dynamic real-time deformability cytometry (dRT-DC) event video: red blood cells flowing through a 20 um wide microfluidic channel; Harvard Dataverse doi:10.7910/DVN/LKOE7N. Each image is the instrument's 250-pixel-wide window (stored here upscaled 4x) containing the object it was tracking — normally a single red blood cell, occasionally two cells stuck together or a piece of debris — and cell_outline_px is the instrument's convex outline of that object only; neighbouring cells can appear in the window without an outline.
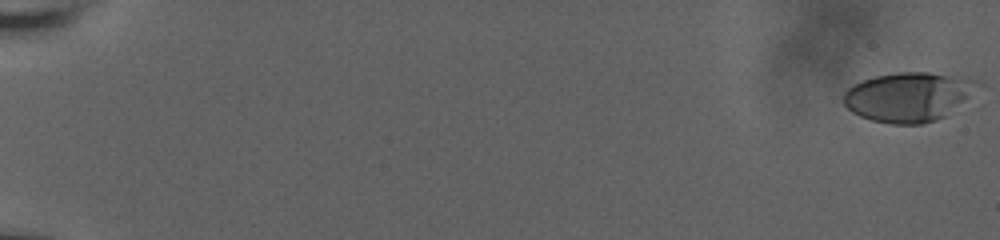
{"species": "human", "species_latin": "Homo sapiens", "temperature_condition": "room temperature", "stored_images_in_passage": 60, "camera_frame_rate_fps": 3000, "um_per_image_px": 0.085, "donor": {"sex": "male"}, "frame": {"image": 1, "passage_image": 1, "time_ms": 0.0, "image_size_px": [1000, 240], "cell_outline_px": [[984, 84], [944, 116], [936, 120], [920, 124], [892, 124], [872, 120], [860, 116], [852, 112], [844, 104], [844, 92], [852, 84], [876, 76], [900, 72], [928, 72], [976, 80]], "centroid_in_image_um": [77.2, 8.23], "position_along_channel_um": 7.8, "area_um2": 38.15}}
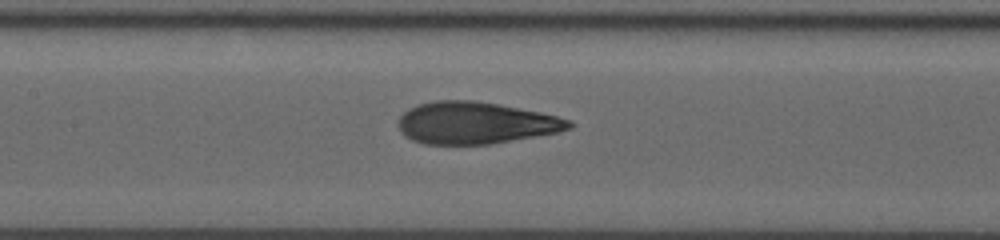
{"frame": {"image": 2, "passage_image": 32, "time_ms": 10.333, "image_size_px": [1000, 240], "cell_outline_px": [[576, 124], [572, 128], [556, 132], [512, 140], [488, 144], [424, 144], [412, 140], [404, 136], [400, 132], [396, 124], [400, 116], [408, 108], [432, 100], [472, 100], [500, 104], [540, 112], [572, 120]], "centroid_in_image_um": [40.38, 10.44], "position_along_channel_um": 167.0, "area_um2": 41.91}}
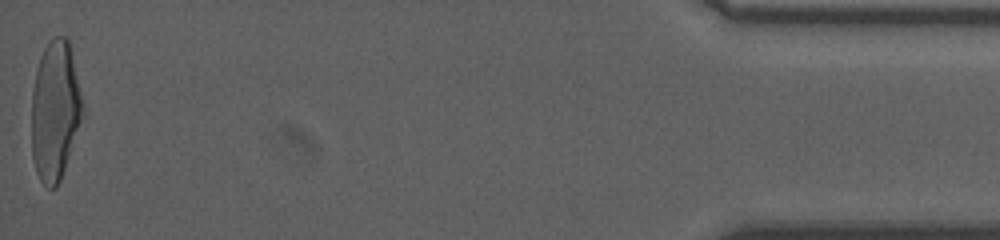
{"frame": {"image": 3, "passage_image": 60, "time_ms": 19.667, "image_size_px": [1000, 240], "cell_outline_px": [[88, 116], [60, 180], [56, 188], [48, 188], [40, 180], [36, 172], [32, 156], [32, 88], [36, 68], [40, 56], [44, 48], [52, 36], [64, 36], [68, 40]], "centroid_in_image_um": [4.75, 9.44], "position_along_channel_um": 430.5, "area_um2": 43.12}, "authors_computed_cell_mechanics": {"area_um2": 41.1536, "velocity_mm_per_s": 3.7338, "shape_relaxation_time_tau1_ms": 5.7701, "shape_relaxation_time_tau2_ms": 0.889, "deformation_change_tau1": 0.2398, "deformation_change_tau2": 0.0851}}